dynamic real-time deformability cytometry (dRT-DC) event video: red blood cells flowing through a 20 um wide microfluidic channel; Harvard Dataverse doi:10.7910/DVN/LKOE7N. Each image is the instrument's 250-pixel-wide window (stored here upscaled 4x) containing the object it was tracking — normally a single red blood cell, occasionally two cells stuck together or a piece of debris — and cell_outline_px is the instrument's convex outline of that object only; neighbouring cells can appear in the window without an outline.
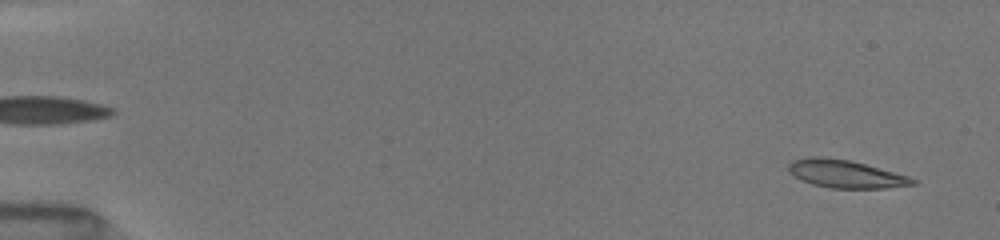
{"species": "common noctule bat (a hibernating species)", "species_latin": "Nyctalus noctula", "temperature_condition": "room temperature", "stored_images_in_passage": 15, "camera_frame_rate_fps": 3000, "um_per_image_px": 0.085, "animal": {"sex": "female", "body_mass_g": 19.5, "forearm_length_mm": 54.1}, "frame": {"image": 1, "passage_image": 2, "time_ms": 0.667, "image_size_px": [1000, 240], "cell_outline_px": [[916, 184], [884, 188], [828, 188], [812, 184], [788, 172], [788, 164], [796, 160], [848, 160], [864, 164], [892, 172], [916, 180]], "centroid_in_image_um": [71.92, 14.85], "position_along_channel_um": 13.1, "area_um2": 18.73}}
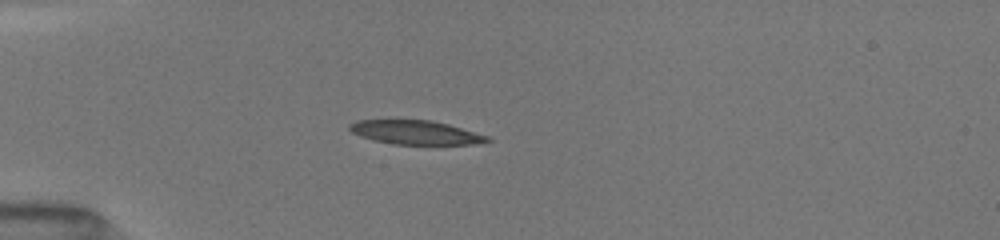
{"frame": {"image": 2, "passage_image": 11, "time_ms": 4.667, "image_size_px": [1000, 240], "cell_outline_px": [[492, 140], [468, 144], [392, 144], [360, 136], [352, 132], [348, 128], [352, 124], [360, 120], [428, 120], [444, 124], [488, 136]], "centroid_in_image_um": [35.28, 11.26], "position_along_channel_um": 49.7, "area_um2": 18.5}}
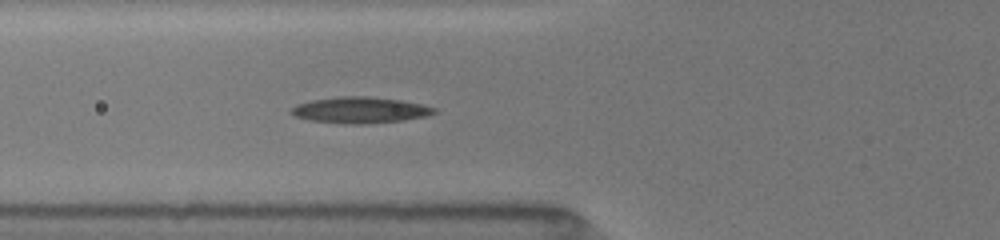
{"frame": {"image": 3, "passage_image": 15, "time_ms": 6.333, "image_size_px": [1000, 240], "cell_outline_px": [[436, 112], [424, 116], [404, 120], [368, 124], [344, 124], [308, 120], [296, 116], [292, 112], [292, 108], [300, 104], [312, 100], [340, 96], [364, 96], [400, 100], [420, 104], [436, 108]], "centroid_in_image_um": [30.62, 9.36], "position_along_channel_um": 95.2, "area_um2": 21.5}}